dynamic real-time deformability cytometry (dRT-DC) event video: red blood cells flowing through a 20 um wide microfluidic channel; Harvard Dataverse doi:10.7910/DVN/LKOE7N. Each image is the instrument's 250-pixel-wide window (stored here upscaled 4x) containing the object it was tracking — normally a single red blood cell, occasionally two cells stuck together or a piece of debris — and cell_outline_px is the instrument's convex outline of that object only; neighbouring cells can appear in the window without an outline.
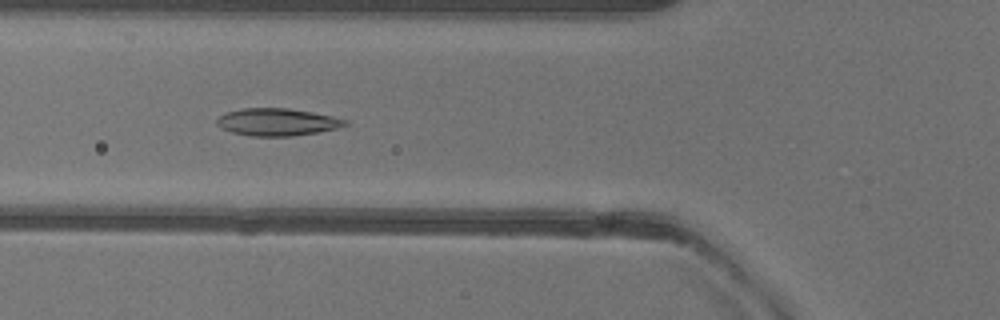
{"species": "common noctule bat (a hibernating species)", "species_latin": "Nyctalus noctula", "temperature_condition": "warm", "stored_images_in_passage": 20, "camera_frame_rate_fps": 3000, "um_per_image_px": 0.085, "animal": {"sex": "female"}, "frame": {"image": 1, "passage_image": 6, "time_ms": 1.667, "image_size_px": [1000, 320], "cell_outline_px": [[348, 124], [336, 128], [316, 132], [292, 136], [248, 136], [232, 132], [220, 128], [216, 124], [216, 120], [224, 112], [244, 108], [288, 108], [312, 112], [332, 116], [348, 120]], "centroid_in_image_um": [23.52, 10.37], "position_along_channel_um": 102.3, "area_um2": 20.46}}
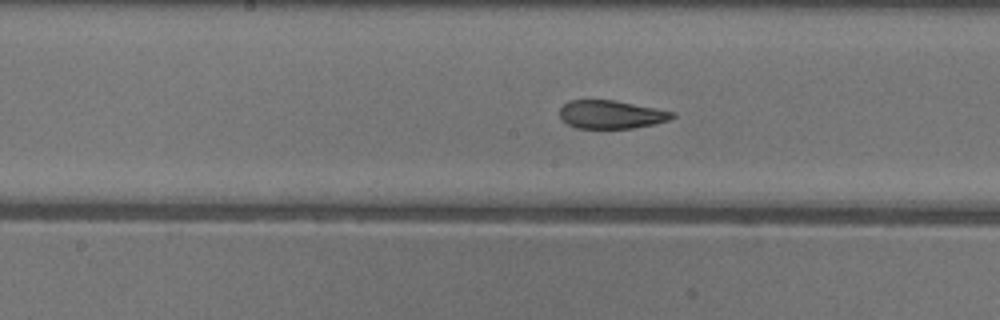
{"frame": {"image": 2, "passage_image": 13, "time_ms": 4.0, "image_size_px": [1000, 320], "cell_outline_px": [[676, 116], [668, 120], [652, 124], [632, 128], [576, 128], [568, 124], [560, 116], [560, 108], [568, 100], [616, 100], [676, 112]], "centroid_in_image_um": [51.96, 9.72], "position_along_channel_um": 196.2, "area_um2": 18.5}}
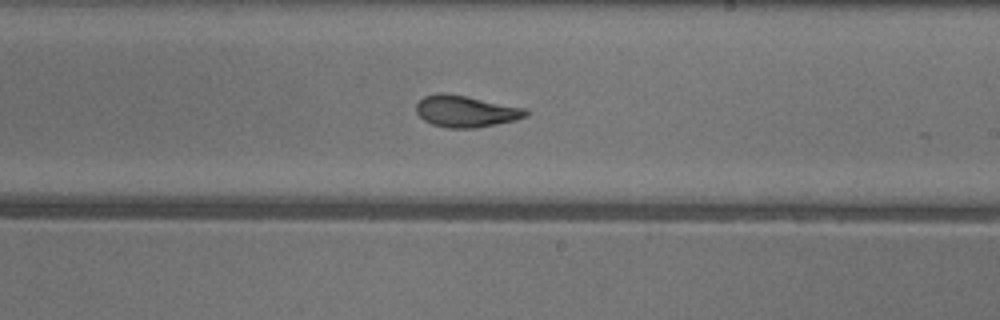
{"frame": {"image": 3, "passage_image": 17, "time_ms": 5.333, "image_size_px": [1000, 320], "cell_outline_px": [[528, 116], [516, 120], [476, 128], [448, 128], [432, 124], [424, 120], [416, 112], [416, 104], [424, 96], [436, 92], [444, 92], [524, 108], [528, 112]], "centroid_in_image_um": [39.56, 9.46], "position_along_channel_um": 249.4, "area_um2": 20.06}}